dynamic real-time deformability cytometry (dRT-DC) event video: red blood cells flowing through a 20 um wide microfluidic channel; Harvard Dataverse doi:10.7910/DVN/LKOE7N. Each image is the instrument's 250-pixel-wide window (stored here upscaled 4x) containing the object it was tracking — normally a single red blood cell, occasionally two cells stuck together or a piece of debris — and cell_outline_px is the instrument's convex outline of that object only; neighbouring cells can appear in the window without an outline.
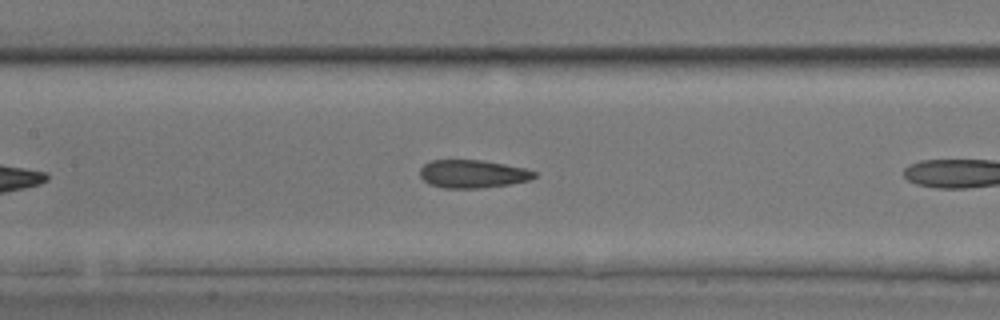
{"species": "common noctule bat (a hibernating species)", "species_latin": "Nyctalus noctula", "temperature_condition": "room temperature", "stored_images_in_passage": 15, "camera_frame_rate_fps": 3000, "um_per_image_px": 0.085, "animal": {"sex": "male", "body_mass_g": 17.9, "forearm_length_mm": 54.2}, "frame": {"image": 1, "passage_image": 11, "time_ms": 3.333, "image_size_px": [1000, 320], "cell_outline_px": [[536, 176], [528, 180], [508, 184], [480, 188], [444, 188], [428, 184], [420, 176], [420, 168], [424, 164], [432, 160], [484, 160], [524, 168], [536, 172]], "centroid_in_image_um": [40.14, 14.78], "position_along_channel_um": 167.3, "area_um2": 18.61}}